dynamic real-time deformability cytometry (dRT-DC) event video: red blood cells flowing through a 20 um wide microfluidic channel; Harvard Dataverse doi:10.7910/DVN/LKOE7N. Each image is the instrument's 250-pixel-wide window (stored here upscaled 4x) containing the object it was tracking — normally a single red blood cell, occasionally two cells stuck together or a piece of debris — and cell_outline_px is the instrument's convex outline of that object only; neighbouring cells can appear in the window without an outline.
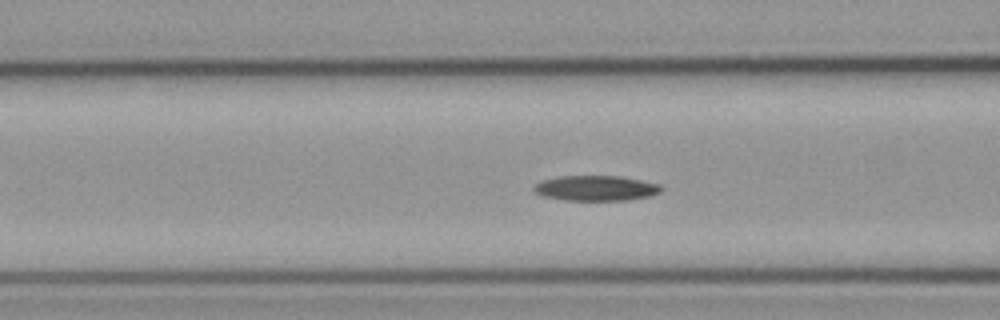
{"species": "common noctule bat (a hibernating species)", "species_latin": "Nyctalus noctula", "temperature_condition": "cold", "stored_images_in_passage": 34, "camera_frame_rate_fps": 3000, "um_per_image_px": 0.085, "animal": {"sex": "male", "body_mass_g": 23.1, "forearm_length_mm": 52.7}, "frame": {"image": 1, "passage_image": 9, "time_ms": 2.667, "image_size_px": [1000, 320], "cell_outline_px": [[664, 188], [660, 192], [652, 196], [628, 200], [564, 200], [544, 196], [536, 192], [532, 188], [536, 184], [544, 180], [560, 176], [620, 176], [660, 184]], "centroid_in_image_um": [50.71, 16.0], "position_along_channel_um": 115.9, "area_um2": 18.67}}
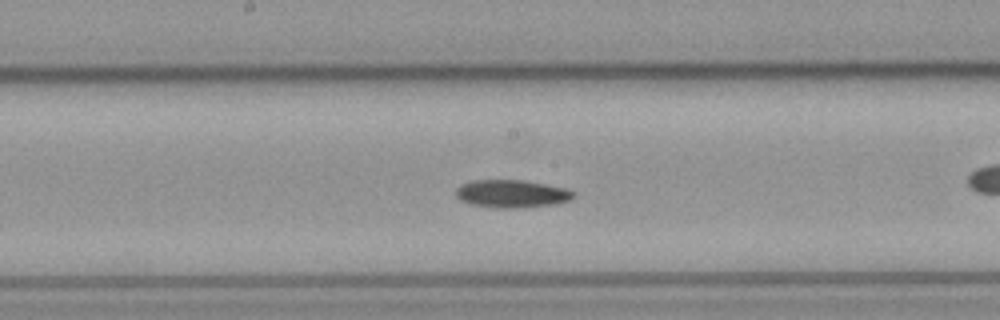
{"frame": {"image": 2, "passage_image": 16, "time_ms": 5.0, "image_size_px": [1000, 320], "cell_outline_px": [[576, 196], [572, 200], [556, 204], [524, 208], [496, 208], [472, 204], [460, 200], [456, 196], [456, 188], [460, 184], [472, 180], [524, 180], [568, 188], [576, 192]], "centroid_in_image_um": [43.56, 16.47], "position_along_channel_um": 204.6, "area_um2": 19.48}}
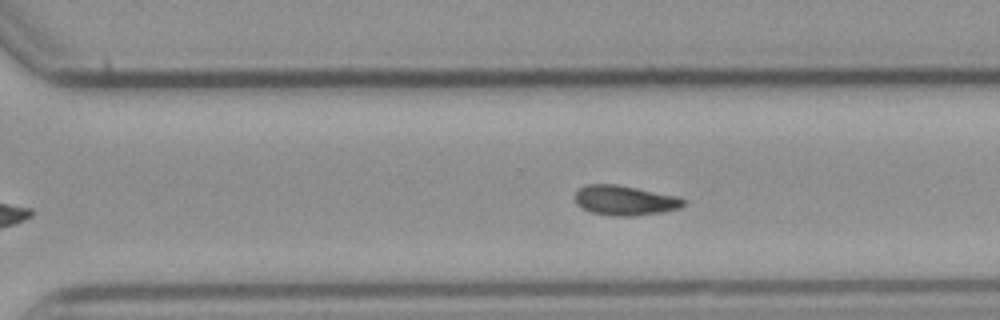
{"frame": {"image": 3, "passage_image": 25, "time_ms": 8.0, "image_size_px": [1000, 320], "cell_outline_px": [[684, 204], [680, 208], [664, 212], [632, 216], [612, 216], [592, 212], [580, 208], [576, 204], [576, 192], [584, 184], [616, 184], [676, 196], [684, 200]], "centroid_in_image_um": [53.08, 17.04], "position_along_channel_um": 317.5, "area_um2": 18.79}, "authors_computed_cell_mechanics": {"area_um2": 18.7272, "velocity_mm_per_s": 3.7751, "shape_relaxation_time_tau1_ms": 6.8443, "shape_relaxation_time_tau2_ms": null, "deformation_change_tau1": 0.1449, "deformation_change_tau2": null}}